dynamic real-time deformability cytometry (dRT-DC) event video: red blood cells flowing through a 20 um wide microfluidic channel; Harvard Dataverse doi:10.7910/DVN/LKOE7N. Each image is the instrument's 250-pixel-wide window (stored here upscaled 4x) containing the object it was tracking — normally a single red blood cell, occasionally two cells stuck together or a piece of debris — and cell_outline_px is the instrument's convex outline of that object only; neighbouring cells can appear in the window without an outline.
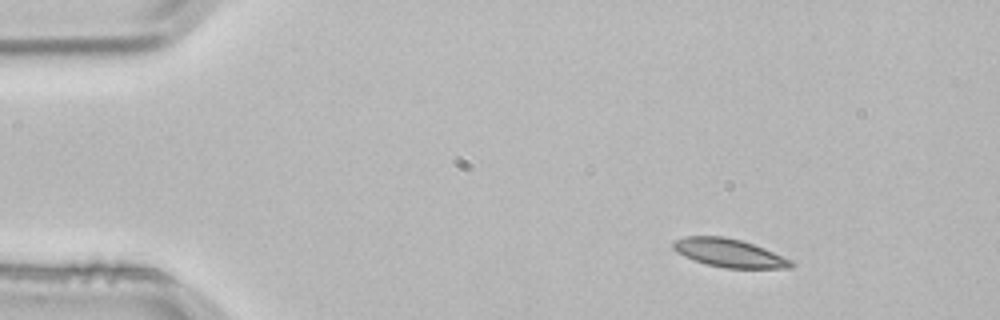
{"species": "common noctule bat (a hibernating species)", "species_latin": "Nyctalus noctula", "temperature_condition": "room temperature", "stored_images_in_passage": 3, "camera_frame_rate_fps": 3000, "um_per_image_px": 0.085, "animal": {"sex": "male", "body_mass_g": 21.5, "forearm_length_mm": 52.0}, "frame": {"image": 1, "passage_image": 1, "time_ms": 0.0, "image_size_px": [1000, 320], "cell_outline_px": [[796, 264], [792, 268], [724, 268], [708, 264], [684, 256], [676, 252], [672, 248], [672, 240], [684, 236], [724, 236], [740, 240], [764, 248], [792, 260]], "centroid_in_image_um": [61.97, 21.5], "position_along_channel_um": 23.0, "area_um2": 19.48}}
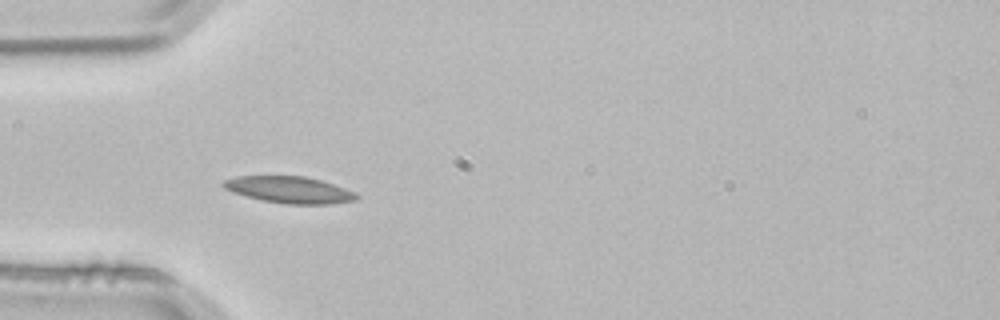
{"frame": {"image": 2, "passage_image": 3, "time_ms": 0.667, "image_size_px": [1000, 320], "cell_outline_px": [[360, 196], [356, 200], [328, 204], [284, 204], [264, 200], [232, 192], [224, 188], [220, 184], [224, 180], [236, 176], [304, 176], [320, 180], [356, 192]], "centroid_in_image_um": [24.59, 16.13], "position_along_channel_um": 60.4, "area_um2": 20.58}}